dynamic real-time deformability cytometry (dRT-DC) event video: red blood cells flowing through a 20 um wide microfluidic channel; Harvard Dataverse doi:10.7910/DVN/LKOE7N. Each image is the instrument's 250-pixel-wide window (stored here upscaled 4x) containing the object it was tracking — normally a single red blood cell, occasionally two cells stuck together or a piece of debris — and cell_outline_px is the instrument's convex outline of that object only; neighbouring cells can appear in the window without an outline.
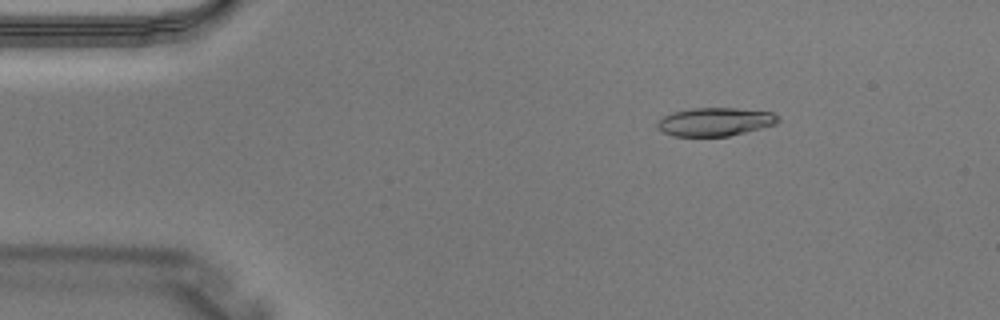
{"species": "Egyptian fruit bat (a non-hibernating species)", "species_latin": "Rousettus aegyptiacus", "temperature_condition": "warm", "stored_images_in_passage": 2, "camera_frame_rate_fps": 3000, "um_per_image_px": 0.085, "animal": {"sex": "male"}, "frame": {"image": 1, "passage_image": 1, "time_ms": 0.0, "image_size_px": [1000, 320], "cell_outline_px": [[780, 120], [776, 124], [728, 136], [672, 136], [656, 128], [656, 124], [664, 116], [672, 112], [688, 108], [736, 108], [772, 112], [780, 116]], "centroid_in_image_um": [60.77, 10.34], "position_along_channel_um": 24.2, "area_um2": 20.0}}